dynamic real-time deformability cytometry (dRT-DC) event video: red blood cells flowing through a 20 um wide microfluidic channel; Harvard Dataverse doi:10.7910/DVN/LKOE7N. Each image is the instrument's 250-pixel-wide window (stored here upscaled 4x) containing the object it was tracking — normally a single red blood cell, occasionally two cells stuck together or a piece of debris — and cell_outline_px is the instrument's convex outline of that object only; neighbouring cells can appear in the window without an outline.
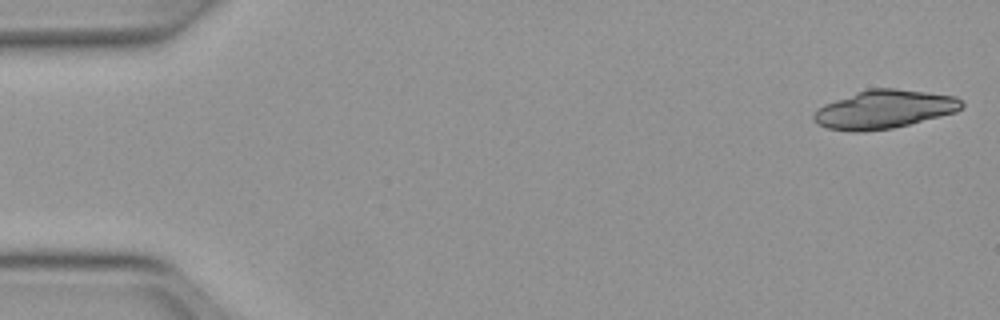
{"species": "Egyptian fruit bat (a non-hibernating species)", "species_latin": "Rousettus aegyptiacus", "temperature_condition": "warm", "stored_images_in_passage": 49, "camera_frame_rate_fps": 3000, "um_per_image_px": 0.085, "animal": {"sex": "female"}, "frame": {"image": 1, "passage_image": 1, "time_ms": 0.0, "image_size_px": [1000, 320], "cell_outline_px": [[964, 104], [956, 112], [892, 128], [864, 132], [848, 132], [828, 128], [812, 120], [812, 116], [816, 108], [824, 104], [868, 88], [896, 88], [956, 96]], "centroid_in_image_um": [75.11, 9.3], "position_along_channel_um": 9.9, "area_um2": 33.06}}